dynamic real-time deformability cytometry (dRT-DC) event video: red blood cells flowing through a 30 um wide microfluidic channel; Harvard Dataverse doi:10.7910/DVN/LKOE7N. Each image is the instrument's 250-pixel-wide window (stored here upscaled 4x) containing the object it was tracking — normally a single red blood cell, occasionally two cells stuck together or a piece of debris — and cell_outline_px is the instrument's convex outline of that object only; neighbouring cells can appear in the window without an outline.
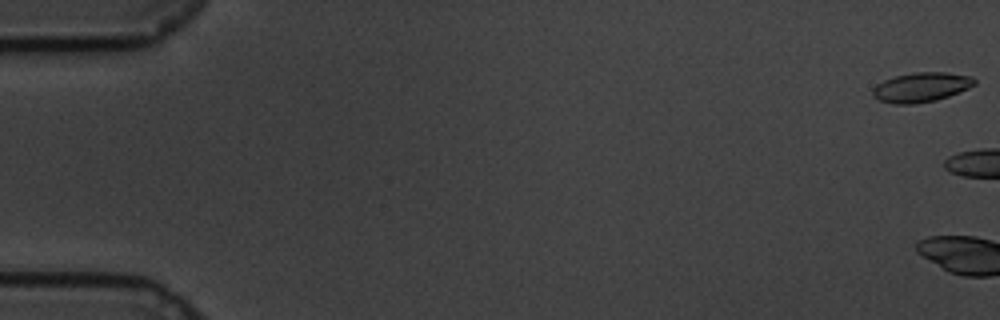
{"species": "common noctule bat (a hibernating species)", "species_latin": "Nyctalus noctula", "temperature_condition": "cold", "stored_images_in_passage": 4, "camera_frame_rate_fps": 3000, "um_per_image_px": 0.085, "animal": {"sex": "male", "body_mass_g": 19.5, "forearm_length_mm": 54.6}, "frame": {"image": 1, "passage_image": 1, "time_ms": 0.0, "image_size_px": [1000, 320], "cell_outline_px": [[976, 84], [968, 88], [948, 96], [936, 100], [916, 104], [896, 104], [880, 100], [872, 96], [872, 88], [876, 84], [884, 80], [896, 76], [912, 72], [944, 72], [972, 76], [976, 80]], "centroid_in_image_um": [78.29, 7.41], "position_along_channel_um": 6.7, "area_um2": 17.57}}